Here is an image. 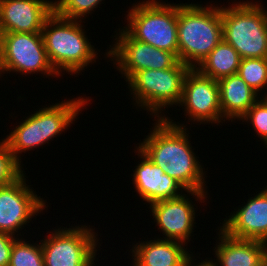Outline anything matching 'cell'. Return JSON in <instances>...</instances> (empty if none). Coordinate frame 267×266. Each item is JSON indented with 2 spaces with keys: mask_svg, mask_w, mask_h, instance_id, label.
Wrapping results in <instances>:
<instances>
[{
  "mask_svg": "<svg viewBox=\"0 0 267 266\" xmlns=\"http://www.w3.org/2000/svg\"><path fill=\"white\" fill-rule=\"evenodd\" d=\"M238 52L224 40H222L210 53L201 61L196 69L203 75L219 81L238 73L241 62Z\"/></svg>",
  "mask_w": 267,
  "mask_h": 266,
  "instance_id": "ffe728a7",
  "label": "cell"
},
{
  "mask_svg": "<svg viewBox=\"0 0 267 266\" xmlns=\"http://www.w3.org/2000/svg\"><path fill=\"white\" fill-rule=\"evenodd\" d=\"M213 247L217 266H258L267 257V243L259 240L237 239L221 229Z\"/></svg>",
  "mask_w": 267,
  "mask_h": 266,
  "instance_id": "e0dca14e",
  "label": "cell"
},
{
  "mask_svg": "<svg viewBox=\"0 0 267 266\" xmlns=\"http://www.w3.org/2000/svg\"><path fill=\"white\" fill-rule=\"evenodd\" d=\"M258 266H267V257Z\"/></svg>",
  "mask_w": 267,
  "mask_h": 266,
  "instance_id": "f1b7e54d",
  "label": "cell"
},
{
  "mask_svg": "<svg viewBox=\"0 0 267 266\" xmlns=\"http://www.w3.org/2000/svg\"><path fill=\"white\" fill-rule=\"evenodd\" d=\"M123 28L136 40L172 52L178 58L177 4L144 0L129 7Z\"/></svg>",
  "mask_w": 267,
  "mask_h": 266,
  "instance_id": "52a82bcc",
  "label": "cell"
},
{
  "mask_svg": "<svg viewBox=\"0 0 267 266\" xmlns=\"http://www.w3.org/2000/svg\"><path fill=\"white\" fill-rule=\"evenodd\" d=\"M118 30L116 35L111 37H115L112 42L114 44L110 45L104 55L111 58L110 60L116 65L119 74L126 79V82L138 71L168 69L179 61L172 52L134 39L123 27Z\"/></svg>",
  "mask_w": 267,
  "mask_h": 266,
  "instance_id": "9c48e42d",
  "label": "cell"
},
{
  "mask_svg": "<svg viewBox=\"0 0 267 266\" xmlns=\"http://www.w3.org/2000/svg\"><path fill=\"white\" fill-rule=\"evenodd\" d=\"M25 174L24 171L13 183L0 187V233L17 238L20 230L47 208L46 200L26 184Z\"/></svg>",
  "mask_w": 267,
  "mask_h": 266,
  "instance_id": "8fae6325",
  "label": "cell"
},
{
  "mask_svg": "<svg viewBox=\"0 0 267 266\" xmlns=\"http://www.w3.org/2000/svg\"><path fill=\"white\" fill-rule=\"evenodd\" d=\"M239 120L251 124L256 136L267 146V97L261 95Z\"/></svg>",
  "mask_w": 267,
  "mask_h": 266,
  "instance_id": "cb8c5ba5",
  "label": "cell"
},
{
  "mask_svg": "<svg viewBox=\"0 0 267 266\" xmlns=\"http://www.w3.org/2000/svg\"><path fill=\"white\" fill-rule=\"evenodd\" d=\"M218 82L220 106L224 120H239L261 97L239 76L233 74Z\"/></svg>",
  "mask_w": 267,
  "mask_h": 266,
  "instance_id": "d6986e66",
  "label": "cell"
},
{
  "mask_svg": "<svg viewBox=\"0 0 267 266\" xmlns=\"http://www.w3.org/2000/svg\"><path fill=\"white\" fill-rule=\"evenodd\" d=\"M135 149L134 153H138V158L142 160L134 167L131 176H133L134 192L139 194L140 199L151 205L161 200L181 197L182 192H186L182 185L165 174L164 169L154 164L137 145Z\"/></svg>",
  "mask_w": 267,
  "mask_h": 266,
  "instance_id": "2e32d148",
  "label": "cell"
},
{
  "mask_svg": "<svg viewBox=\"0 0 267 266\" xmlns=\"http://www.w3.org/2000/svg\"><path fill=\"white\" fill-rule=\"evenodd\" d=\"M2 34V68L4 74H37L56 78L60 75L51 65L41 32ZM9 71V72H8ZM18 72V73H17Z\"/></svg>",
  "mask_w": 267,
  "mask_h": 266,
  "instance_id": "30bf717a",
  "label": "cell"
},
{
  "mask_svg": "<svg viewBox=\"0 0 267 266\" xmlns=\"http://www.w3.org/2000/svg\"><path fill=\"white\" fill-rule=\"evenodd\" d=\"M187 194L183 192L181 197L161 200L155 202L150 207V215L153 216L154 223L158 225L159 232H162V239H169L181 242L187 246L190 242V237L193 234L195 222V204L188 198V194L195 198L197 202H205L208 200L207 192L198 191H186Z\"/></svg>",
  "mask_w": 267,
  "mask_h": 266,
  "instance_id": "7c38bea8",
  "label": "cell"
},
{
  "mask_svg": "<svg viewBox=\"0 0 267 266\" xmlns=\"http://www.w3.org/2000/svg\"><path fill=\"white\" fill-rule=\"evenodd\" d=\"M258 2L240 0L228 6L220 5L223 40L242 59L267 58V16L264 5Z\"/></svg>",
  "mask_w": 267,
  "mask_h": 266,
  "instance_id": "5b68a950",
  "label": "cell"
},
{
  "mask_svg": "<svg viewBox=\"0 0 267 266\" xmlns=\"http://www.w3.org/2000/svg\"><path fill=\"white\" fill-rule=\"evenodd\" d=\"M86 98V99H85ZM91 97L78 96L50 106H44L35 113L28 115L18 126L12 129L5 139L14 158L21 163L22 153L48 144L50 140L61 135L73 124V121L88 104Z\"/></svg>",
  "mask_w": 267,
  "mask_h": 266,
  "instance_id": "277c9868",
  "label": "cell"
},
{
  "mask_svg": "<svg viewBox=\"0 0 267 266\" xmlns=\"http://www.w3.org/2000/svg\"><path fill=\"white\" fill-rule=\"evenodd\" d=\"M94 230L90 225L78 224L50 231L41 240L44 266H94L99 248Z\"/></svg>",
  "mask_w": 267,
  "mask_h": 266,
  "instance_id": "ba28073f",
  "label": "cell"
},
{
  "mask_svg": "<svg viewBox=\"0 0 267 266\" xmlns=\"http://www.w3.org/2000/svg\"><path fill=\"white\" fill-rule=\"evenodd\" d=\"M35 244L18 238L12 246L9 266H44L41 241Z\"/></svg>",
  "mask_w": 267,
  "mask_h": 266,
  "instance_id": "7402d4cb",
  "label": "cell"
},
{
  "mask_svg": "<svg viewBox=\"0 0 267 266\" xmlns=\"http://www.w3.org/2000/svg\"><path fill=\"white\" fill-rule=\"evenodd\" d=\"M184 245L161 237L141 240L131 248L132 266H182L185 257L191 252Z\"/></svg>",
  "mask_w": 267,
  "mask_h": 266,
  "instance_id": "ac0fdd59",
  "label": "cell"
},
{
  "mask_svg": "<svg viewBox=\"0 0 267 266\" xmlns=\"http://www.w3.org/2000/svg\"><path fill=\"white\" fill-rule=\"evenodd\" d=\"M238 74L259 95L262 89L267 90V58L241 59ZM266 93L263 97H267Z\"/></svg>",
  "mask_w": 267,
  "mask_h": 266,
  "instance_id": "44dd1931",
  "label": "cell"
},
{
  "mask_svg": "<svg viewBox=\"0 0 267 266\" xmlns=\"http://www.w3.org/2000/svg\"><path fill=\"white\" fill-rule=\"evenodd\" d=\"M172 121L168 116L155 119L150 133L137 143L138 148L186 191L208 192L206 171L192 149L188 128Z\"/></svg>",
  "mask_w": 267,
  "mask_h": 266,
  "instance_id": "6da1fadb",
  "label": "cell"
},
{
  "mask_svg": "<svg viewBox=\"0 0 267 266\" xmlns=\"http://www.w3.org/2000/svg\"><path fill=\"white\" fill-rule=\"evenodd\" d=\"M215 5L177 4L178 60L191 68L223 40L221 7Z\"/></svg>",
  "mask_w": 267,
  "mask_h": 266,
  "instance_id": "7a4b0ae2",
  "label": "cell"
},
{
  "mask_svg": "<svg viewBox=\"0 0 267 266\" xmlns=\"http://www.w3.org/2000/svg\"><path fill=\"white\" fill-rule=\"evenodd\" d=\"M184 114L193 124L219 125L223 123L219 86L216 80L201 74L196 68H191L184 80L181 102ZM195 122V123H194Z\"/></svg>",
  "mask_w": 267,
  "mask_h": 266,
  "instance_id": "4fadbf2b",
  "label": "cell"
},
{
  "mask_svg": "<svg viewBox=\"0 0 267 266\" xmlns=\"http://www.w3.org/2000/svg\"><path fill=\"white\" fill-rule=\"evenodd\" d=\"M83 26L81 20L64 18L55 12L44 23L41 31L44 47L60 76L64 71L79 75L98 59L96 48L89 42Z\"/></svg>",
  "mask_w": 267,
  "mask_h": 266,
  "instance_id": "3957f363",
  "label": "cell"
},
{
  "mask_svg": "<svg viewBox=\"0 0 267 266\" xmlns=\"http://www.w3.org/2000/svg\"><path fill=\"white\" fill-rule=\"evenodd\" d=\"M228 217L219 227L228 236L267 243V188L249 197L246 204Z\"/></svg>",
  "mask_w": 267,
  "mask_h": 266,
  "instance_id": "5bb4252c",
  "label": "cell"
},
{
  "mask_svg": "<svg viewBox=\"0 0 267 266\" xmlns=\"http://www.w3.org/2000/svg\"><path fill=\"white\" fill-rule=\"evenodd\" d=\"M22 165L14 158L6 139L0 141V187L17 180L24 172Z\"/></svg>",
  "mask_w": 267,
  "mask_h": 266,
  "instance_id": "d4e9b609",
  "label": "cell"
},
{
  "mask_svg": "<svg viewBox=\"0 0 267 266\" xmlns=\"http://www.w3.org/2000/svg\"><path fill=\"white\" fill-rule=\"evenodd\" d=\"M104 0H55L54 12L64 18L83 20ZM84 17V18H83Z\"/></svg>",
  "mask_w": 267,
  "mask_h": 266,
  "instance_id": "603a6c76",
  "label": "cell"
},
{
  "mask_svg": "<svg viewBox=\"0 0 267 266\" xmlns=\"http://www.w3.org/2000/svg\"><path fill=\"white\" fill-rule=\"evenodd\" d=\"M17 239L13 235L0 233V266H9L12 246Z\"/></svg>",
  "mask_w": 267,
  "mask_h": 266,
  "instance_id": "484cf974",
  "label": "cell"
},
{
  "mask_svg": "<svg viewBox=\"0 0 267 266\" xmlns=\"http://www.w3.org/2000/svg\"><path fill=\"white\" fill-rule=\"evenodd\" d=\"M53 12V0H0V32H41Z\"/></svg>",
  "mask_w": 267,
  "mask_h": 266,
  "instance_id": "9a60e30c",
  "label": "cell"
},
{
  "mask_svg": "<svg viewBox=\"0 0 267 266\" xmlns=\"http://www.w3.org/2000/svg\"><path fill=\"white\" fill-rule=\"evenodd\" d=\"M192 252H190L184 259V262L182 264V266H217V263L215 261V258H214V261L213 259H205L203 260L202 262H199L197 265L195 264L194 261H196V259H194L195 257L193 256V253L191 254Z\"/></svg>",
  "mask_w": 267,
  "mask_h": 266,
  "instance_id": "4316f807",
  "label": "cell"
},
{
  "mask_svg": "<svg viewBox=\"0 0 267 266\" xmlns=\"http://www.w3.org/2000/svg\"><path fill=\"white\" fill-rule=\"evenodd\" d=\"M190 69V66L178 61L168 69L136 72L126 83L130 95H133L132 100H135L134 105L147 110L154 119L165 118L167 115H163L162 111L180 104L184 80Z\"/></svg>",
  "mask_w": 267,
  "mask_h": 266,
  "instance_id": "8992f818",
  "label": "cell"
},
{
  "mask_svg": "<svg viewBox=\"0 0 267 266\" xmlns=\"http://www.w3.org/2000/svg\"><path fill=\"white\" fill-rule=\"evenodd\" d=\"M1 48H2V34L0 32V76L3 75L2 73H4L3 68H2V50H1Z\"/></svg>",
  "mask_w": 267,
  "mask_h": 266,
  "instance_id": "83f0119b",
  "label": "cell"
}]
</instances>
